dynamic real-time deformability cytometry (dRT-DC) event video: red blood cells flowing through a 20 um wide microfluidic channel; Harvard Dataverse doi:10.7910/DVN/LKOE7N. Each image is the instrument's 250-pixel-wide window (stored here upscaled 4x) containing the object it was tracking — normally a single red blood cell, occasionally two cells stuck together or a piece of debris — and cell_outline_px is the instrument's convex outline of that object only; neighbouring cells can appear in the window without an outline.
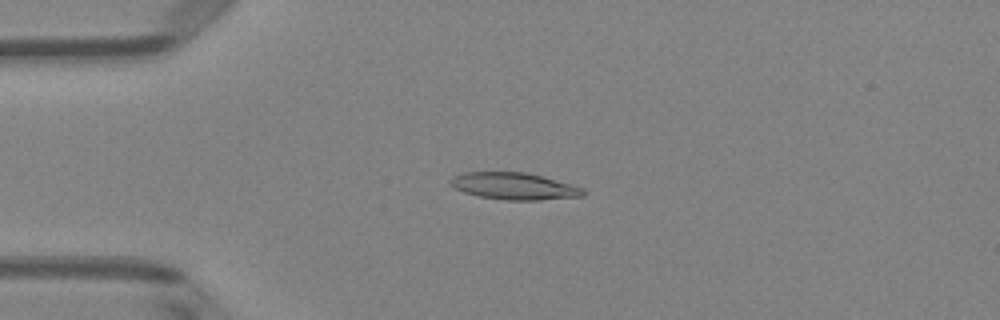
{"species": "Egyptian fruit bat (a non-hibernating species)", "species_latin": "Rousettus aegyptiacus", "temperature_condition": "room temperature", "stored_images_in_passage": 51, "camera_frame_rate_fps": 3000, "um_per_image_px": 0.085, "animal": {"sex": "female"}, "frame": {"image": 1, "passage_image": 13, "time_ms": 4.0, "image_size_px": [1000, 320], "cell_outline_px": [[584, 196], [540, 200], [504, 200], [480, 196], [464, 192], [448, 184], [448, 180], [452, 176], [464, 172], [524, 172], [540, 176], [584, 188]], "centroid_in_image_um": [43.65, 15.82], "position_along_channel_um": 41.4, "area_um2": 20.69}}
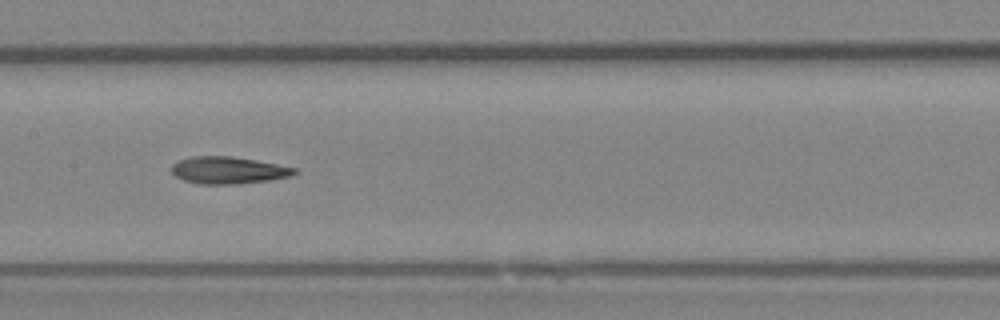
{"frame": {"image": 2, "passage_image": 26, "time_ms": 8.333, "image_size_px": [1000, 320], "cell_outline_px": [[296, 172], [292, 176], [268, 180], [240, 184], [200, 184], [184, 180], [176, 176], [172, 172], [172, 164], [180, 160], [192, 156], [232, 156], [256, 160], [296, 168]], "centroid_in_image_um": [19.4, 14.47], "position_along_channel_um": 188.0, "area_um2": 19.31}}
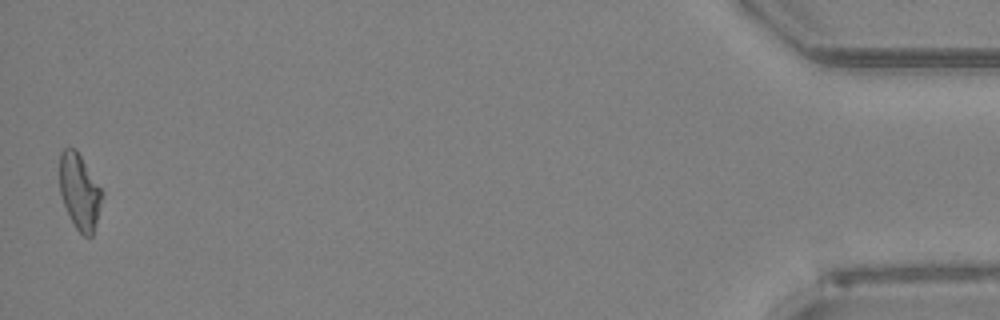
{"frame": {"image": 3, "passage_image": 51, "time_ms": 16.667, "image_size_px": [1000, 320], "cell_outline_px": [[104, 192], [92, 236], [84, 236], [76, 228], [64, 204], [60, 192], [60, 152], [64, 148], [76, 148]], "centroid_in_image_um": [6.77, 16.24], "position_along_channel_um": 428.4, "area_um2": 18.5}, "authors_computed_cell_mechanics": {"area_um2": 19.5364, "velocity_mm_per_s": 3.9916, "shape_relaxation_time_tau1_ms": 7.5526, "shape_relaxation_time_tau2_ms": 5.6871, "deformation_change_tau1": 0.2185, "deformation_change_tau2": 0.1632}}